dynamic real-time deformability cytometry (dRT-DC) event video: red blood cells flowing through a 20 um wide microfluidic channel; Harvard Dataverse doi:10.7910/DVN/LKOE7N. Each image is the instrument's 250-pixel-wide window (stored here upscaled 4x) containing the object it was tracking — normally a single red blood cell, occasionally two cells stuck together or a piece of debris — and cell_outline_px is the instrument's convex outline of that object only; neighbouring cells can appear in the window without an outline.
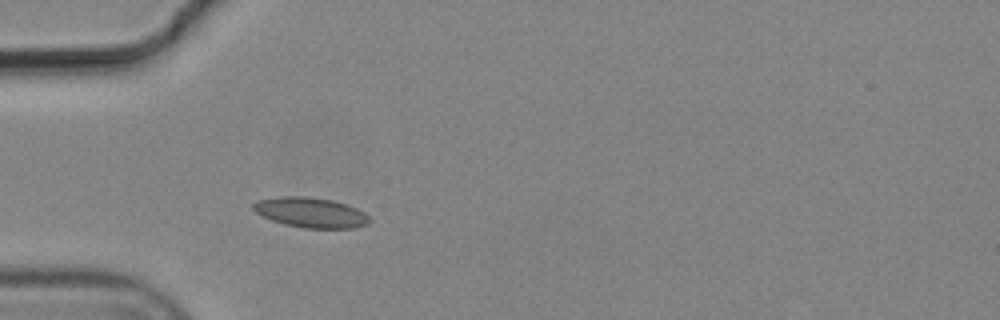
{"species": "common noctule bat (a hibernating species)", "species_latin": "Nyctalus noctula", "temperature_condition": "cold", "stored_images_in_passage": 3, "camera_frame_rate_fps": 3000, "um_per_image_px": 0.085, "animal": {"sex": "male", "body_mass_g": 19.2, "forearm_length_mm": 51.8}, "frame": {"image": 1, "passage_image": 3, "time_ms": 0.667, "image_size_px": [1000, 320], "cell_outline_px": [[372, 220], [368, 224], [356, 228], [304, 228], [284, 224], [272, 220], [256, 212], [252, 208], [252, 204], [256, 200], [280, 196], [304, 196], [332, 200], [348, 204], [364, 212]], "centroid_in_image_um": [26.43, 18.06], "position_along_channel_um": 58.6, "area_um2": 20.52}}